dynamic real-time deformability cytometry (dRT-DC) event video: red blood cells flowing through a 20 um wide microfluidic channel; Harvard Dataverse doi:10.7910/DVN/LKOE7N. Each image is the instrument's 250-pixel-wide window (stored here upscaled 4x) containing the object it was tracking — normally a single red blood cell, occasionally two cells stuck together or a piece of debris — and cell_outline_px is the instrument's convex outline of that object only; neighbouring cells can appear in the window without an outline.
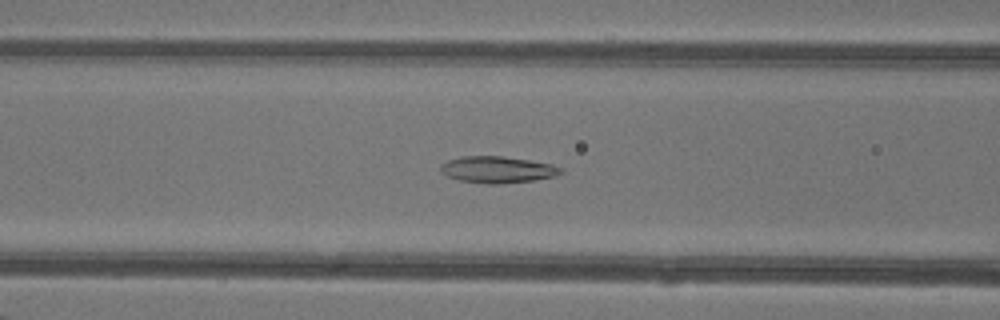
{"species": "common noctule bat (a hibernating species)", "species_latin": "Nyctalus noctula", "temperature_condition": "warm", "stored_images_in_passage": 49, "camera_frame_rate_fps": 3000, "um_per_image_px": 0.085, "animal": {"sex": "female"}, "frame": {"image": 1, "passage_image": 21, "time_ms": 6.667, "image_size_px": [1000, 320], "cell_outline_px": [[564, 172], [556, 176], [532, 180], [496, 184], [488, 184], [460, 180], [448, 176], [440, 172], [440, 164], [448, 160], [460, 156], [504, 156], [552, 164], [564, 168]], "centroid_in_image_um": [42.29, 14.41], "position_along_channel_um": 124.3, "area_um2": 18.67}}
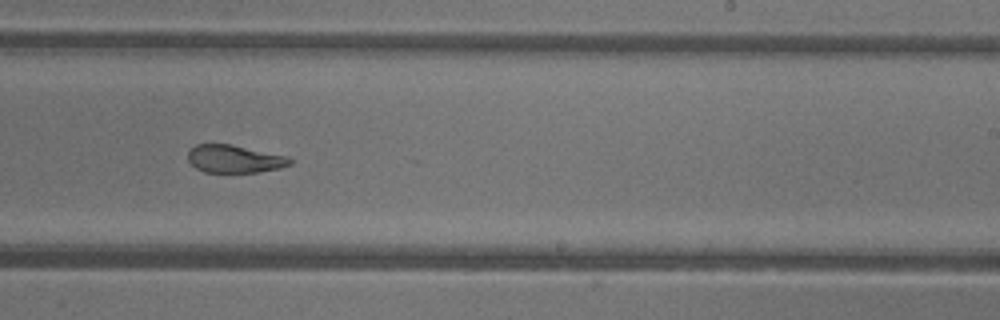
{"frame": {"image": 2, "passage_image": 31, "time_ms": 10.0, "image_size_px": [1000, 320], "cell_outline_px": [[292, 164], [280, 168], [260, 172], [204, 172], [196, 168], [188, 160], [188, 152], [196, 144], [232, 144], [288, 156], [292, 160]], "centroid_in_image_um": [19.96, 13.5], "position_along_channel_um": 269.0, "area_um2": 16.59}}
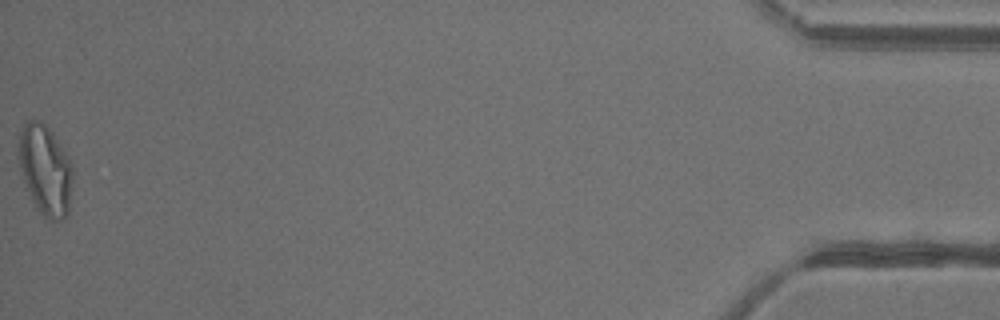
{"frame": {"image": 3, "passage_image": 49, "time_ms": 16.0, "image_size_px": [1000, 320], "cell_outline_px": [[72, 180], [68, 212], [60, 220], [48, 220], [36, 208], [32, 200], [24, 180], [20, 168], [16, 148], [20, 132], [24, 124], [28, 120], [36, 120], [44, 124], [52, 132], [68, 156], [72, 164]], "centroid_in_image_um": [3.83, 14.43], "position_along_channel_um": 431.4, "area_um2": 28.32}, "authors_computed_cell_mechanics": {"area_um2": 20.7502, "velocity_mm_per_s": 4.3515, "shape_relaxation_time_tau1_ms": null, "shape_relaxation_time_tau2_ms": 1.6698, "deformation_change_tau1": null, "deformation_change_tau2": 0.0883}}